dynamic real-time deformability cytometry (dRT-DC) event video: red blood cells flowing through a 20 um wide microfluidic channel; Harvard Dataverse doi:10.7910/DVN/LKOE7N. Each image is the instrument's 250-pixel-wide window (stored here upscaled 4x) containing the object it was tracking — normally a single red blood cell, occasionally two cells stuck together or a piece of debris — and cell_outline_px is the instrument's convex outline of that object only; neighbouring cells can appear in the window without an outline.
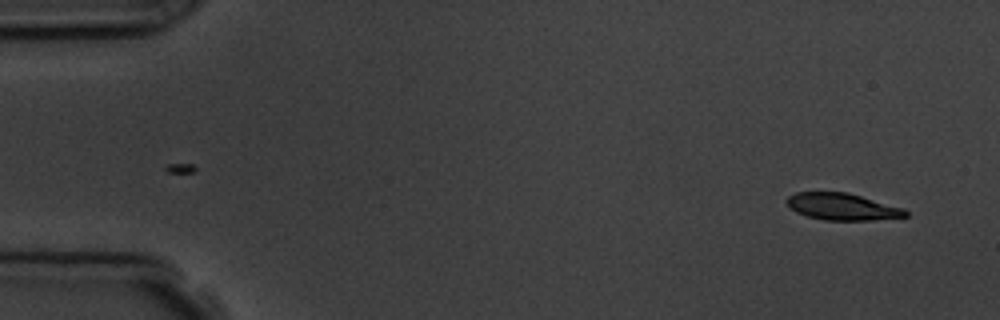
{"species": "common noctule bat (a hibernating species)", "species_latin": "Nyctalus noctula", "temperature_condition": "room temperature", "stored_images_in_passage": 5, "segment_of_instrument_passage": [2, 2], "camera_frame_rate_fps": 3000, "um_per_image_px": 0.085, "animal": {"sex": "male", "body_mass_g": 19.5, "forearm_length_mm": 54.6}, "frame": {"image": 1, "passage_image": 5, "time_ms": 5.667, "image_size_px": [1000, 320], "cell_outline_px": [[908, 216], [872, 220], [824, 220], [808, 216], [796, 212], [784, 200], [788, 196], [796, 192], [848, 192], [904, 208], [908, 212]], "centroid_in_image_um": [71.6, 17.56], "position_along_channel_um": 13.4, "area_um2": 18.55}}